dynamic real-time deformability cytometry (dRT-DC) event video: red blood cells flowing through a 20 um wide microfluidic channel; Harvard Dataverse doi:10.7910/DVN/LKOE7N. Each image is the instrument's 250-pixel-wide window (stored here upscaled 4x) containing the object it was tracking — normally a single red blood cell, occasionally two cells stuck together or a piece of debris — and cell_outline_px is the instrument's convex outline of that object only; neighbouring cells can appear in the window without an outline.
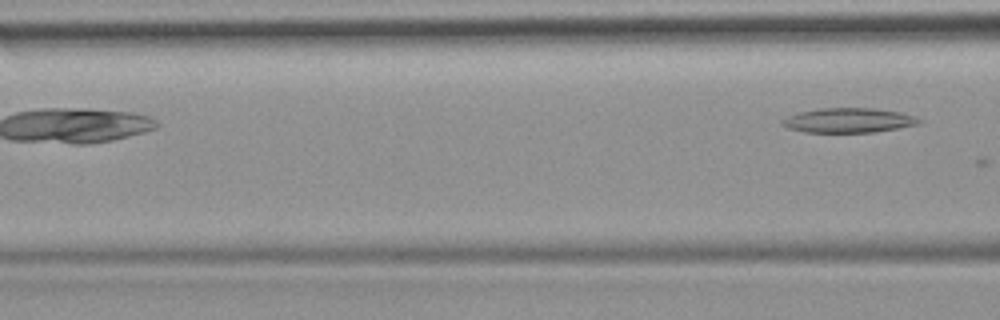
{"species": "common noctule bat (a hibernating species)", "species_latin": "Nyctalus noctula", "temperature_condition": "room temperature", "stored_images_in_passage": 3, "camera_frame_rate_fps": 3000, "um_per_image_px": 0.085, "animal": {"sex": "female", "body_mass_g": 19.9}, "frame": {"image": 1, "passage_image": 3, "time_ms": 2.333, "image_size_px": [1000, 320], "cell_outline_px": [[924, 120], [920, 124], [872, 132], [804, 132], [788, 128], [780, 124], [780, 120], [788, 116], [800, 112], [820, 108], [872, 108], [900, 112]], "centroid_in_image_um": [72.1, 10.23], "position_along_channel_um": 94.5, "area_um2": 19.54}}